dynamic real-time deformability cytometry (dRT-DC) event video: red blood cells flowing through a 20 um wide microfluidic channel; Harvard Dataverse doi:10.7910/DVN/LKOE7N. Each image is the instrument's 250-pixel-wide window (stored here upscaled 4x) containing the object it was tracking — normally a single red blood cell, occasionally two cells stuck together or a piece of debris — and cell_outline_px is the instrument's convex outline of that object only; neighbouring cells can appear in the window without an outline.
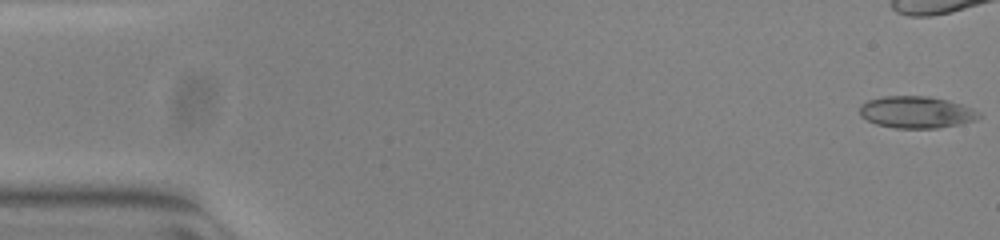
{"species": "common noctule bat (a hibernating species)", "species_latin": "Nyctalus noctula", "temperature_condition": "warm", "stored_images_in_passage": 54, "camera_frame_rate_fps": 3000, "um_per_image_px": 0.085, "animal": {"sex": "female", "body_mass_g": 23.0, "forearm_length_mm": 53.4}, "frame": {"image": 1, "passage_image": 1, "time_ms": 0.0, "image_size_px": [1000, 240], "cell_outline_px": [[984, 116], [976, 120], [960, 124], [936, 128], [896, 128], [876, 124], [860, 116], [860, 104], [868, 100], [884, 96], [928, 96], [948, 100], [972, 108], [980, 112]], "centroid_in_image_um": [77.92, 9.53], "position_along_channel_um": 7.1, "area_um2": 22.25}, "authors_computed_cell_mechanics": {"area_um2": 21.0681, "velocity_mm_per_s": 3.8707, "shape_relaxation_time_tau1_ms": null, "shape_relaxation_time_tau2_ms": 1.9505, "deformation_change_tau1": null, "deformation_change_tau2": 0.0797}}